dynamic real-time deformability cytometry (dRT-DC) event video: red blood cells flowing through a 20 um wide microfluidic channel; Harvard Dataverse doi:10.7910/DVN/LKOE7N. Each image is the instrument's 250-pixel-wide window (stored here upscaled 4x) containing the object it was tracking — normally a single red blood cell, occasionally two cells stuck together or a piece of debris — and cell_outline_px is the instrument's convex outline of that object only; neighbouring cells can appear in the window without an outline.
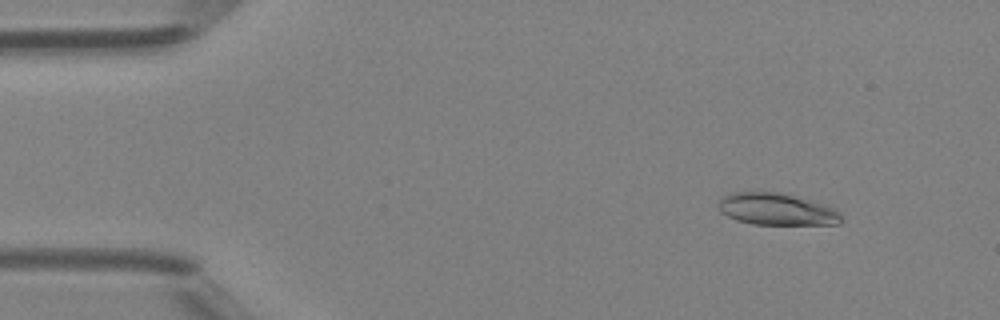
{"species": "Egyptian fruit bat (a non-hibernating species)", "species_latin": "Rousettus aegyptiacus", "temperature_condition": "room temperature", "stored_images_in_passage": 49, "camera_frame_rate_fps": 3000, "um_per_image_px": 0.085, "animal": {"sex": "female"}, "frame": {"image": 1, "passage_image": 6, "time_ms": 1.667, "image_size_px": [1000, 320], "cell_outline_px": [[840, 224], [752, 224], [736, 220], [720, 212], [716, 204], [720, 196], [732, 192], [780, 192], [812, 200], [836, 208], [840, 212]], "centroid_in_image_um": [65.97, 17.77], "position_along_channel_um": 19.0, "area_um2": 23.12}}
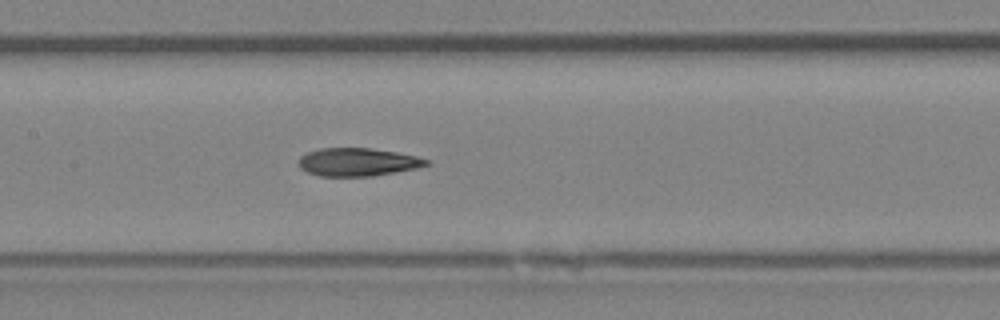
{"frame": {"image": 2, "passage_image": 24, "time_ms": 7.667, "image_size_px": [1000, 320], "cell_outline_px": [[432, 164], [416, 168], [396, 172], [372, 176], [320, 176], [308, 172], [300, 168], [300, 156], [308, 152], [320, 148], [372, 148], [396, 152], [416, 156], [428, 160]], "centroid_in_image_um": [30.43, 13.77], "position_along_channel_um": 177.0, "area_um2": 20.81}}
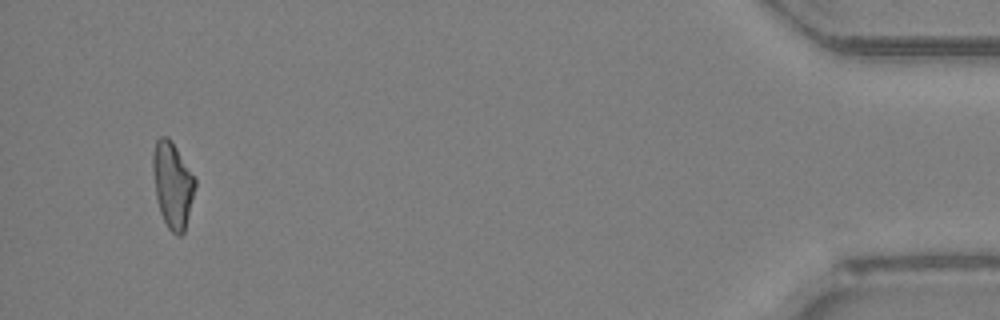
{"frame": {"image": 3, "passage_image": 47, "time_ms": 15.333, "image_size_px": [1000, 320], "cell_outline_px": [[196, 184], [184, 232], [180, 236], [176, 236], [168, 228], [160, 212], [156, 196], [152, 168], [152, 156], [156, 140], [160, 136], [168, 136], [196, 176]], "centroid_in_image_um": [14.67, 15.69], "position_along_channel_um": 420.5, "area_um2": 21.21}, "authors_computed_cell_mechanics": {"area_um2": 21.2126, "velocity_mm_per_s": 4.2141, "shape_relaxation_time_tau1_ms": null, "shape_relaxation_time_tau2_ms": 2.9892, "deformation_change_tau1": null, "deformation_change_tau2": 0.1183}}